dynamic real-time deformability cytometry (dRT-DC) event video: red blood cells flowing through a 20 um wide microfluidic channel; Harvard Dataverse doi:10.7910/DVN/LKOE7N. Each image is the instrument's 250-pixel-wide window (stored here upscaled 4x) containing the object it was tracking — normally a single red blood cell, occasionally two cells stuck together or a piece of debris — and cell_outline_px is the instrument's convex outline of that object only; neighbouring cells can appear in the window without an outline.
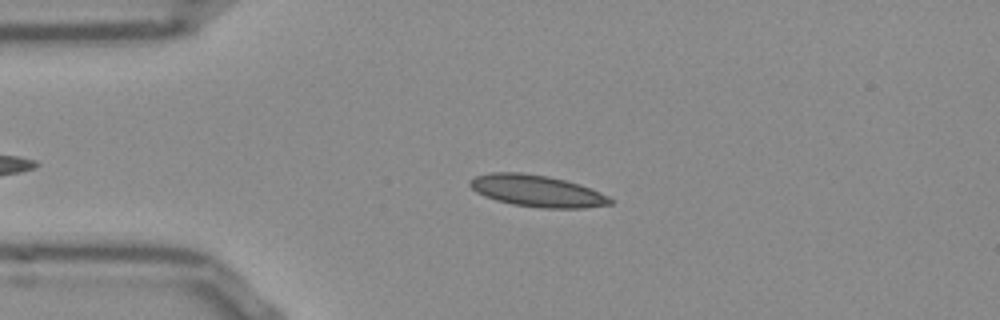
{"species": "Egyptian fruit bat (a non-hibernating species)", "species_latin": "Rousettus aegyptiacus", "temperature_condition": "room temperature", "stored_images_in_passage": 44, "camera_frame_rate_fps": 3000, "um_per_image_px": 0.085, "frame": {"image": 1, "passage_image": 11, "time_ms": 3.333, "image_size_px": [1000, 320], "cell_outline_px": [[612, 204], [584, 208], [540, 208], [512, 204], [496, 200], [484, 196], [476, 192], [468, 184], [468, 180], [476, 176], [492, 172], [520, 172], [548, 176], [580, 184], [608, 196], [612, 200]], "centroid_in_image_um": [45.61, 16.23], "position_along_channel_um": 39.4, "area_um2": 25.89}}
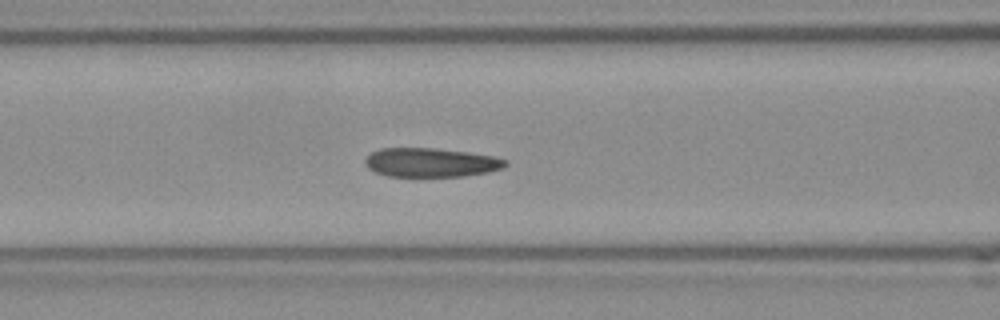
{"frame": {"image": 2, "passage_image": 20, "time_ms": 6.333, "image_size_px": [1000, 320], "cell_outline_px": [[508, 164], [504, 168], [488, 172], [464, 176], [388, 176], [376, 172], [368, 168], [364, 160], [372, 152], [380, 148], [436, 148], [468, 152], [492, 156], [508, 160]], "centroid_in_image_um": [36.65, 13.81], "position_along_channel_um": 129.9, "area_um2": 23.7}}
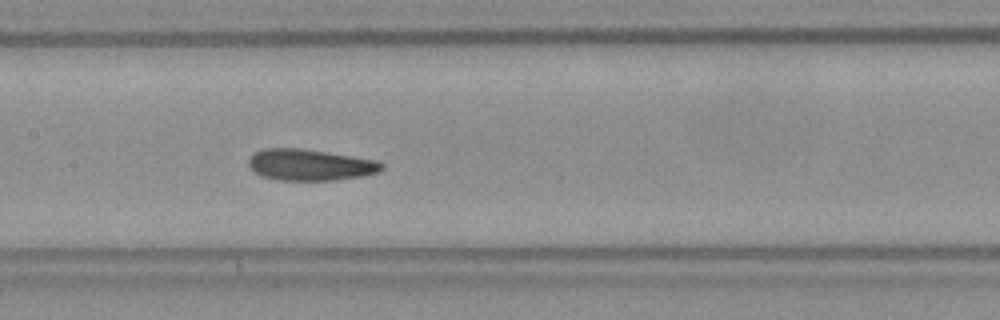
{"frame": {"image": 3, "passage_image": 24, "time_ms": 7.667, "image_size_px": [1000, 320], "cell_outline_px": [[384, 168], [376, 172], [360, 176], [332, 180], [276, 180], [260, 176], [248, 164], [248, 160], [252, 152], [264, 148], [300, 148], [352, 156], [376, 160], [384, 164]], "centroid_in_image_um": [26.3, 14.0], "position_along_channel_um": 181.1, "area_um2": 24.22}, "authors_computed_cell_mechanics": {"area_um2": 24.0159, "velocity_mm_per_s": 3.8222, "shape_relaxation_time_tau1_ms": 5.3254, "shape_relaxation_time_tau2_ms": 2.2168, "deformation_change_tau1": 0.1247, "deformation_change_tau2": 0.075}}